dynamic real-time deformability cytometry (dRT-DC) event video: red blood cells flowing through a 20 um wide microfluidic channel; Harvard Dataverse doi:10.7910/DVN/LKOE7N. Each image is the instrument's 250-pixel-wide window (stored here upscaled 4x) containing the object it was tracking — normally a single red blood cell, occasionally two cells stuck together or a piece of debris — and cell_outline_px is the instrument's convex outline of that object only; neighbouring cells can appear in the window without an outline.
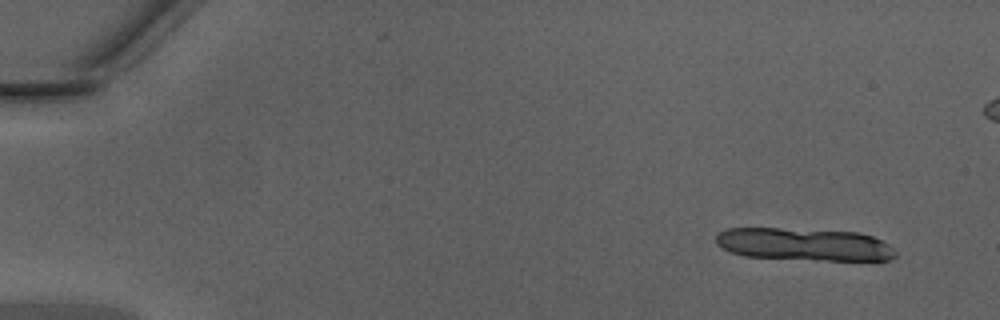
{"species": "Egyptian fruit bat (a non-hibernating species)", "species_latin": "Rousettus aegyptiacus", "temperature_condition": "warm", "stored_images_in_passage": 12, "camera_frame_rate_fps": 3000, "um_per_image_px": 0.085, "animal": {"sex": "male"}, "frame": {"image": 1, "passage_image": 3, "time_ms": 0.667, "image_size_px": [1000, 320], "cell_outline_px": [[896, 256], [888, 260], [816, 260], [744, 256], [732, 252], [716, 244], [716, 236], [720, 232], [728, 228], [780, 228], [860, 232], [872, 236], [888, 244], [896, 252]], "centroid_in_image_um": [68.36, 20.77], "position_along_channel_um": 16.6, "area_um2": 34.04}}